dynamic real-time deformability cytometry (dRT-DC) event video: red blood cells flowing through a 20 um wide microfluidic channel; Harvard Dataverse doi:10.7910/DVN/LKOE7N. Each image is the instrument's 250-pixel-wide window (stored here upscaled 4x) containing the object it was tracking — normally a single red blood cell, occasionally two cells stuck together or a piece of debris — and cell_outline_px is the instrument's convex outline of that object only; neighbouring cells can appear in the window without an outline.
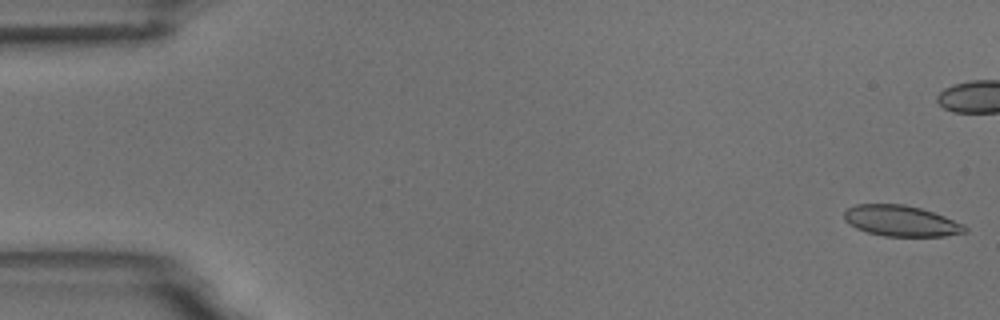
{"species": "common noctule bat (a hibernating species)", "species_latin": "Nyctalus noctula", "temperature_condition": "room temperature", "stored_images_in_passage": 6, "camera_frame_rate_fps": 3000, "um_per_image_px": 0.085, "animal": {"sex": "male", "body_mass_g": 18.8}, "frame": {"image": 1, "passage_image": 1, "time_ms": 0.0, "image_size_px": [1000, 320], "cell_outline_px": [[968, 232], [944, 236], [884, 236], [868, 232], [856, 228], [848, 224], [844, 220], [844, 212], [848, 208], [856, 204], [904, 204], [920, 208], [944, 216], [964, 224], [968, 228]], "centroid_in_image_um": [76.59, 18.78], "position_along_channel_um": 8.4, "area_um2": 21.73}}
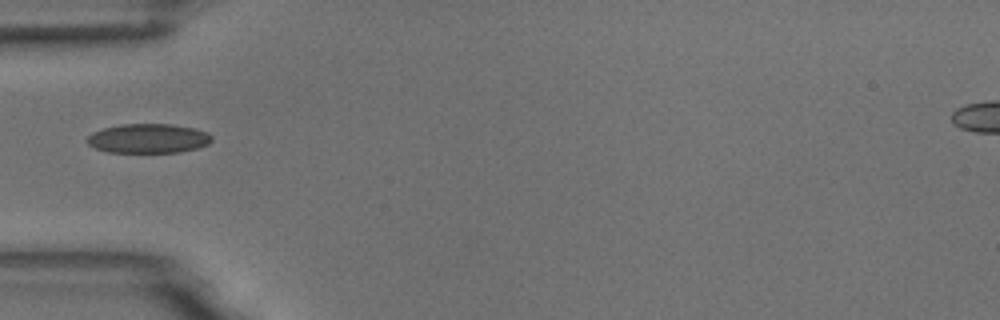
{"frame": {"image": 2, "passage_image": 6, "time_ms": 6.667, "image_size_px": [1000, 320], "cell_outline_px": [[212, 140], [208, 144], [196, 148], [180, 152], [108, 152], [96, 148], [88, 144], [84, 140], [92, 132], [104, 128], [120, 124], [172, 124], [196, 128], [208, 132], [212, 136]], "centroid_in_image_um": [12.61, 11.76], "position_along_channel_um": 72.4, "area_um2": 21.44}}